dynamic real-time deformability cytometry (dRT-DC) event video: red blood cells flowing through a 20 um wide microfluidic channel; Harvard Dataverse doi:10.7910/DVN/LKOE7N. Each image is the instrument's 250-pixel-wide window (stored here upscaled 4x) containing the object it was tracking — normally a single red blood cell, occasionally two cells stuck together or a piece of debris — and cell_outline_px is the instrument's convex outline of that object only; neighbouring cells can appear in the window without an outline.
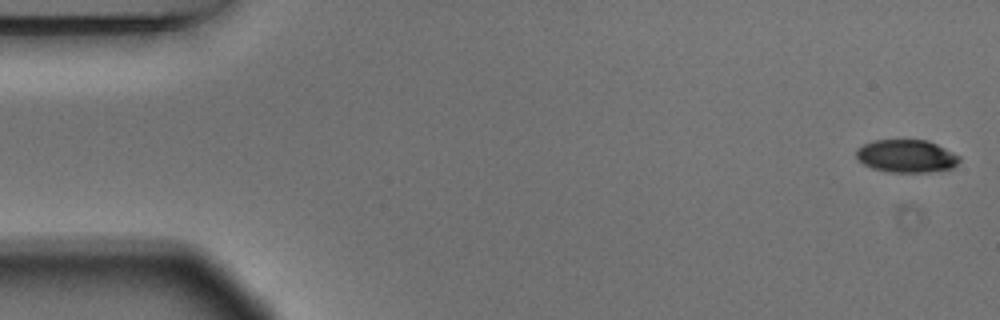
{"species": "Egyptian fruit bat (a non-hibernating species)", "species_latin": "Rousettus aegyptiacus", "temperature_condition": "warm", "stored_images_in_passage": 5, "camera_frame_rate_fps": 3000, "um_per_image_px": 0.085, "animal": {"sex": "male"}, "frame": {"image": 1, "passage_image": 1, "time_ms": 0.0, "image_size_px": [1000, 320], "cell_outline_px": [[960, 160], [952, 168], [932, 172], [888, 172], [872, 168], [864, 164], [856, 156], [856, 148], [872, 140], [928, 140], [960, 156]], "centroid_in_image_um": [77.04, 13.27], "position_along_channel_um": 8.0, "area_um2": 19.71}}
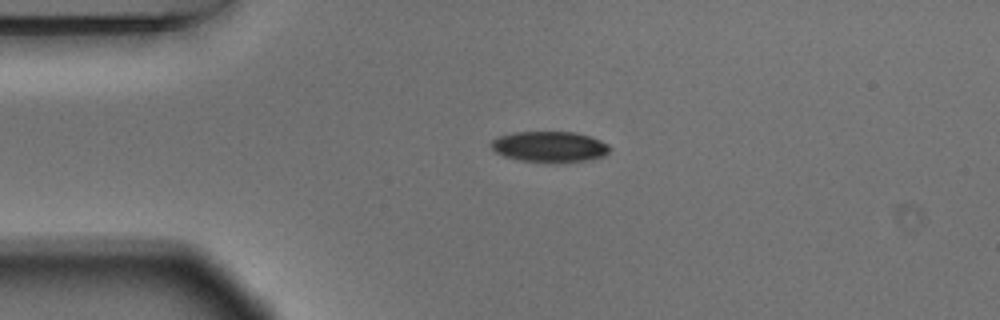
{"frame": {"image": 2, "passage_image": 4, "time_ms": 1.0, "image_size_px": [1000, 320], "cell_outline_px": [[612, 148], [604, 156], [592, 160], [552, 164], [520, 160], [504, 156], [496, 152], [488, 144], [492, 140], [500, 136], [516, 132], [576, 132], [600, 140], [608, 144]], "centroid_in_image_um": [46.74, 12.5], "position_along_channel_um": 38.3, "area_um2": 21.68}}